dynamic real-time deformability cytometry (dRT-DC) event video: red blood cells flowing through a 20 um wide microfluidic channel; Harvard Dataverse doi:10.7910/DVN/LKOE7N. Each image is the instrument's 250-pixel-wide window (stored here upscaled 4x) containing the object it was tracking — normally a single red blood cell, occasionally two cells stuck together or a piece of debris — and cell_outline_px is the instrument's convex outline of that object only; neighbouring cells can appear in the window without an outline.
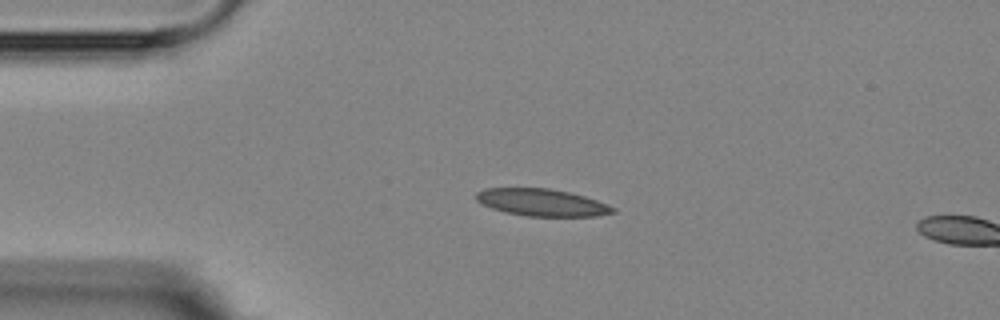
{"species": "Egyptian fruit bat (a non-hibernating species)", "species_latin": "Rousettus aegyptiacus", "temperature_condition": "room temperature", "stored_images_in_passage": 4, "segment_of_instrument_passage": [1, 2], "camera_frame_rate_fps": 3000, "um_per_image_px": 0.085, "animal": {"sex": "female"}, "frame": {"image": 1, "passage_image": 3, "time_ms": 2.333, "image_size_px": [1000, 320], "cell_outline_px": [[616, 212], [596, 216], [528, 216], [504, 212], [492, 208], [476, 200], [476, 192], [484, 188], [548, 188], [568, 192], [584, 196], [608, 204], [616, 208]], "centroid_in_image_um": [46.06, 17.21], "position_along_channel_um": 38.9, "area_um2": 21.56}}